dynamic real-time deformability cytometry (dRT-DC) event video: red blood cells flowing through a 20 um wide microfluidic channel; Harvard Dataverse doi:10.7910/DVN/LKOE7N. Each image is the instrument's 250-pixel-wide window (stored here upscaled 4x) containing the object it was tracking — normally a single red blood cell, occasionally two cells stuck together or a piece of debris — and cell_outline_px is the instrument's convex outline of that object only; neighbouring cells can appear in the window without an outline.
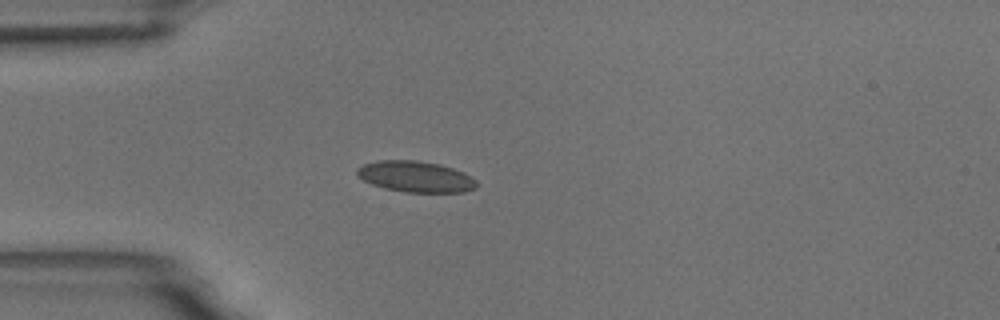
{"species": "common noctule bat (a hibernating species)", "species_latin": "Nyctalus noctula", "temperature_condition": "room temperature", "stored_images_in_passage": 4, "segment_of_instrument_passage": [1, 2], "camera_frame_rate_fps": 3000, "um_per_image_px": 0.085, "animal": {"sex": "male", "body_mass_g": 18.8}, "frame": {"image": 1, "passage_image": 3, "time_ms": 2.333, "image_size_px": [1000, 320], "cell_outline_px": [[480, 184], [476, 188], [464, 192], [404, 192], [384, 188], [372, 184], [356, 176], [356, 168], [364, 164], [380, 160], [416, 160], [440, 164], [464, 172], [476, 180]], "centroid_in_image_um": [35.34, 15.01], "position_along_channel_um": 49.7, "area_um2": 21.79}}